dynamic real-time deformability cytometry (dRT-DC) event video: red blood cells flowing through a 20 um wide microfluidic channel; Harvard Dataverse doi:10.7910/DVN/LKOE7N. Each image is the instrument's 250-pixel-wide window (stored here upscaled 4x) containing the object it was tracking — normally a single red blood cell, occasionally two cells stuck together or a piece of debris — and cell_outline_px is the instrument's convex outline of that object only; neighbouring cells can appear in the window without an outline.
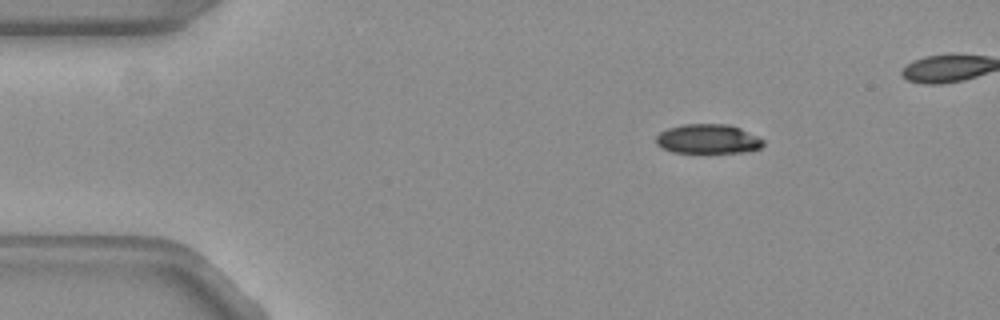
{"species": "common noctule bat (a hibernating species)", "species_latin": "Nyctalus noctula", "temperature_condition": "warm", "stored_images_in_passage": 49, "camera_frame_rate_fps": 3000, "um_per_image_px": 0.085, "animal": {"sex": "female", "body_mass_g": 19.3, "forearm_length_mm": 54.1}, "frame": {"image": 1, "passage_image": 8, "time_ms": 2.333, "image_size_px": [1000, 320], "cell_outline_px": [[764, 144], [760, 148], [740, 152], [672, 152], [656, 144], [656, 136], [660, 132], [668, 128], [680, 124], [728, 124], [740, 128], [764, 140]], "centroid_in_image_um": [60.15, 11.8], "position_along_channel_um": 24.8, "area_um2": 18.21}}
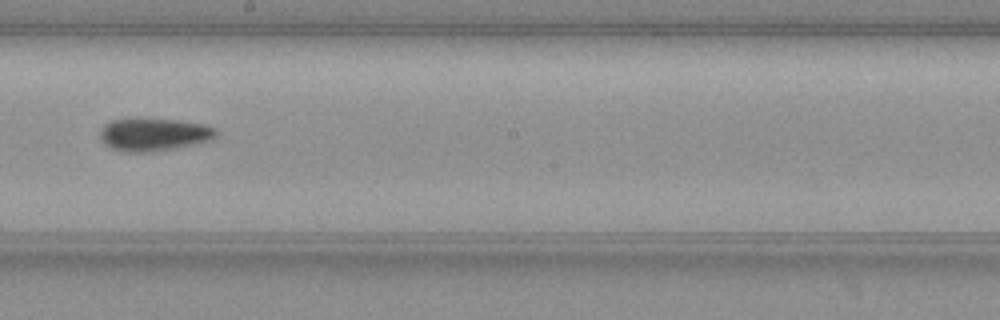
{"frame": {"image": 2, "passage_image": 30, "time_ms": 9.667, "image_size_px": [1000, 320], "cell_outline_px": [[216, 136], [212, 140], [200, 144], [156, 152], [120, 152], [104, 144], [100, 140], [100, 132], [104, 124], [112, 120], [176, 120], [204, 124], [216, 128]], "centroid_in_image_um": [13.11, 11.47], "position_along_channel_um": 235.1, "area_um2": 22.25}}
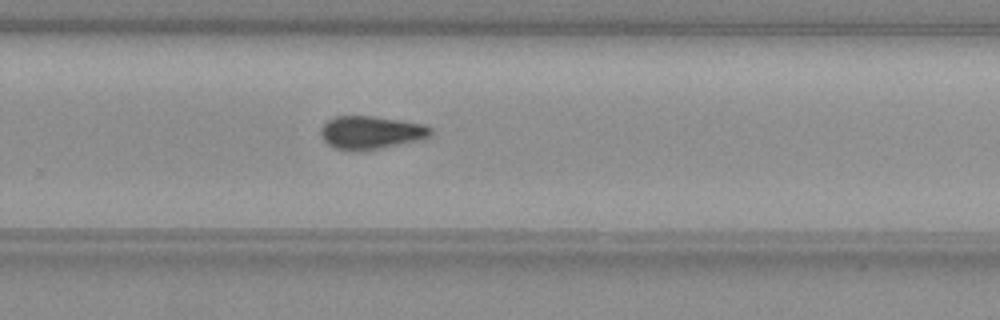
{"frame": {"image": 3, "passage_image": 35, "time_ms": 11.333, "image_size_px": [1000, 320], "cell_outline_px": [[432, 132], [428, 136], [380, 148], [352, 152], [336, 148], [328, 144], [324, 140], [320, 132], [320, 128], [332, 116], [372, 116], [424, 124], [432, 128]], "centroid_in_image_um": [31.45, 11.25], "position_along_channel_um": 298.4, "area_um2": 20.81}}